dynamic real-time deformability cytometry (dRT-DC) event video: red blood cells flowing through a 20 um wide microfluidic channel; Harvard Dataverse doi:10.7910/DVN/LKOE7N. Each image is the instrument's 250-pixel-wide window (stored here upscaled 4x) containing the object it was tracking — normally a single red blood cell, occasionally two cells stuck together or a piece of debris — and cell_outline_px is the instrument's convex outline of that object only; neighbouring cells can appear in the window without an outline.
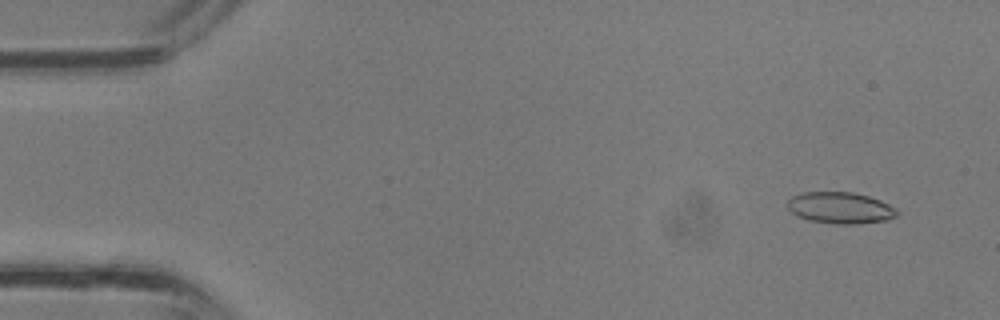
{"species": "common noctule bat (a hibernating species)", "species_latin": "Nyctalus noctula", "temperature_condition": "room temperature", "stored_images_in_passage": 9, "camera_frame_rate_fps": 3000, "um_per_image_px": 0.085, "animal": {"sex": "male", "body_mass_g": 13.3}, "frame": {"image": 1, "passage_image": 3, "time_ms": 0.667, "image_size_px": [1000, 320], "cell_outline_px": [[900, 212], [896, 216], [888, 220], [856, 224], [836, 224], [808, 220], [792, 212], [788, 208], [788, 200], [792, 196], [800, 192], [852, 192], [868, 196], [880, 200], [896, 208]], "centroid_in_image_um": [71.45, 17.67], "position_along_channel_um": 13.6, "area_um2": 20.11}}